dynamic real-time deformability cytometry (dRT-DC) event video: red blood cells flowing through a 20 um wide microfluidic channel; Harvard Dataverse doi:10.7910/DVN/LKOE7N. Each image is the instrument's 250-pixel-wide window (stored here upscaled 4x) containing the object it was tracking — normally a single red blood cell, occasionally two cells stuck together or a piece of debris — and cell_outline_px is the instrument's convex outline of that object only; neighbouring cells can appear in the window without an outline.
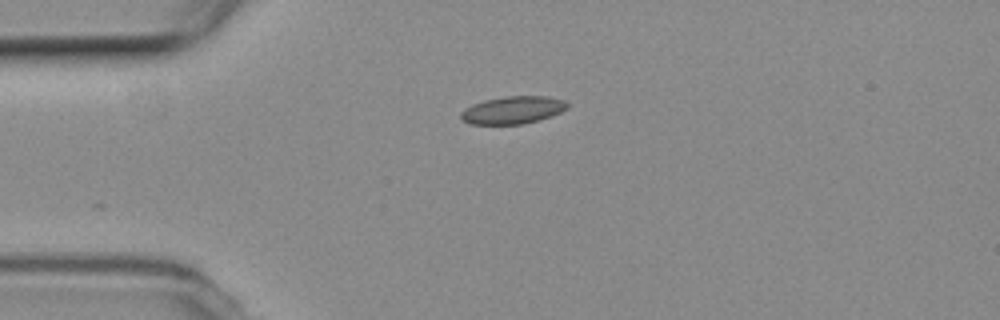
{"species": "common noctule bat (a hibernating species)", "species_latin": "Nyctalus noctula", "temperature_condition": "room temperature", "stored_images_in_passage": 24, "camera_frame_rate_fps": 3000, "um_per_image_px": 0.085, "animal": {"sex": "female", "body_mass_g": 19.3, "forearm_length_mm": 54.1}, "frame": {"image": 1, "passage_image": 1, "time_ms": 0.0, "image_size_px": [1000, 320], "cell_outline_px": [[568, 108], [552, 116], [540, 120], [520, 124], [468, 124], [460, 116], [460, 112], [464, 108], [472, 104], [484, 100], [504, 96], [548, 96], [564, 100], [568, 104]], "centroid_in_image_um": [43.58, 9.35], "position_along_channel_um": 41.4, "area_um2": 17.22}}
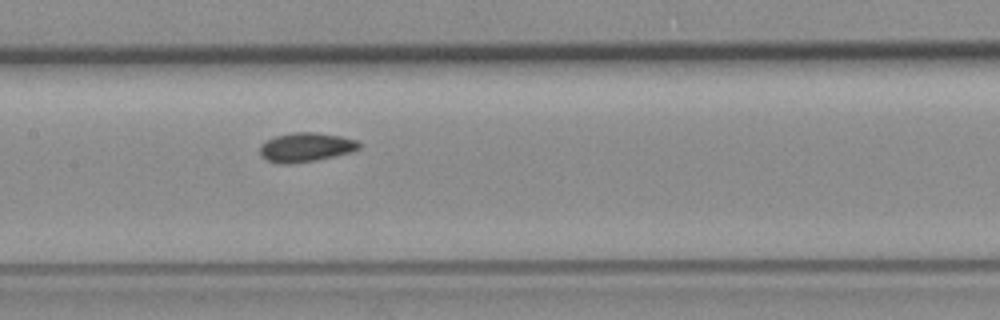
{"frame": {"image": 2, "passage_image": 14, "time_ms": 4.333, "image_size_px": [1000, 320], "cell_outline_px": [[360, 148], [352, 152], [316, 160], [288, 164], [280, 164], [268, 160], [260, 156], [260, 144], [276, 136], [292, 132], [316, 132], [340, 136], [356, 140], [360, 144]], "centroid_in_image_um": [25.99, 12.51], "position_along_channel_um": 181.4, "area_um2": 16.82}}
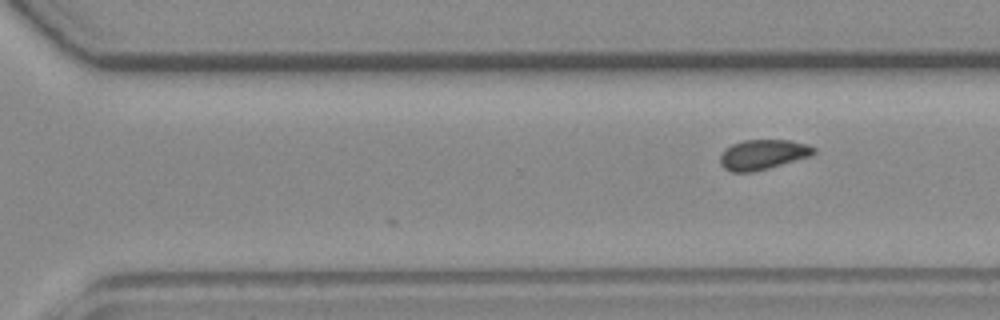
{"frame": {"image": 3, "passage_image": 24, "time_ms": 7.667, "image_size_px": [1000, 320], "cell_outline_px": [[816, 152], [812, 156], [768, 168], [752, 172], [732, 172], [724, 168], [720, 164], [720, 156], [724, 148], [732, 144], [744, 140], [788, 140], [808, 144], [816, 148]], "centroid_in_image_um": [64.85, 13.13], "position_along_channel_um": 305.7, "area_um2": 16.47}}